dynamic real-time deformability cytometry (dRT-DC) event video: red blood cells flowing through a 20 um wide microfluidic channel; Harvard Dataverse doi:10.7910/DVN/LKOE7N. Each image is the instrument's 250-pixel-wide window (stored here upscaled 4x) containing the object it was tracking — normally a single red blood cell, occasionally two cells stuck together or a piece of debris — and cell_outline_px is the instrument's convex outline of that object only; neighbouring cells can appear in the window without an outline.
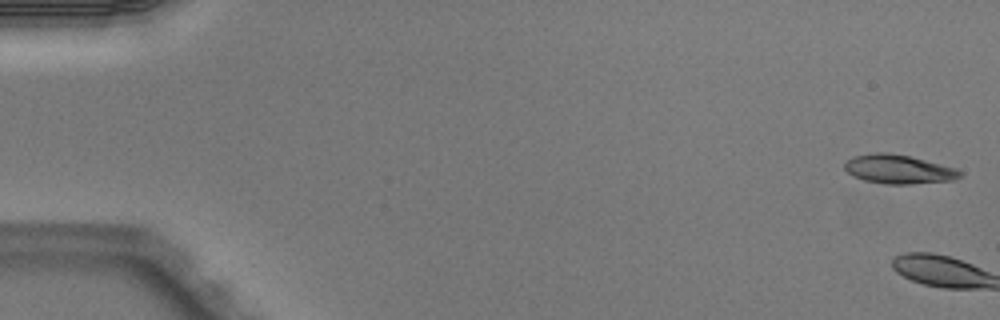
{"species": "Egyptian fruit bat (a non-hibernating species)", "species_latin": "Rousettus aegyptiacus", "temperature_condition": "warm", "stored_images_in_passage": 5, "camera_frame_rate_fps": 3000, "um_per_image_px": 0.085, "animal": {"sex": "male"}, "frame": {"image": 1, "passage_image": 1, "time_ms": 0.0, "image_size_px": [1000, 320], "cell_outline_px": [[964, 172], [960, 176], [952, 180], [908, 184], [888, 184], [864, 180], [852, 176], [844, 168], [844, 164], [852, 156], [876, 152], [888, 152], [908, 156], [956, 168]], "centroid_in_image_um": [76.35, 14.38], "position_along_channel_um": 8.7, "area_um2": 19.31}}